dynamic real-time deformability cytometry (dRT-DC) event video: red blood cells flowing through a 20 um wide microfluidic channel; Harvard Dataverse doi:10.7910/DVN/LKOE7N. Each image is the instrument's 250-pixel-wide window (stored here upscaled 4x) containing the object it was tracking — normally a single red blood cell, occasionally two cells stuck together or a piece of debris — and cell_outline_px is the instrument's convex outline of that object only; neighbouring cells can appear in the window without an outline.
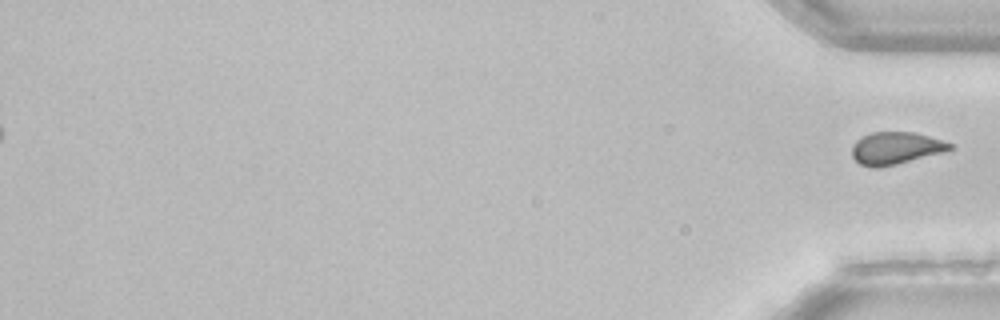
{"species": "common noctule bat (a hibernating species)", "species_latin": "Nyctalus noctula", "temperature_condition": "room temperature", "stored_images_in_passage": 53, "segment_of_instrument_passage": [2, 2], "camera_frame_rate_fps": 3000, "um_per_image_px": 0.085, "animal": {"sex": "female", "body_mass_g": 22.7, "forearm_length_mm": 54.2}, "frame": {"image": 1, "passage_image": 53, "time_ms": 17.333, "image_size_px": [1000, 320], "cell_outline_px": [[956, 148], [944, 152], [880, 168], [872, 168], [860, 164], [852, 156], [852, 144], [856, 140], [872, 132], [912, 132], [928, 136], [952, 144]], "centroid_in_image_um": [76.12, 12.6], "position_along_channel_um": 359.1, "area_um2": 18.38}}